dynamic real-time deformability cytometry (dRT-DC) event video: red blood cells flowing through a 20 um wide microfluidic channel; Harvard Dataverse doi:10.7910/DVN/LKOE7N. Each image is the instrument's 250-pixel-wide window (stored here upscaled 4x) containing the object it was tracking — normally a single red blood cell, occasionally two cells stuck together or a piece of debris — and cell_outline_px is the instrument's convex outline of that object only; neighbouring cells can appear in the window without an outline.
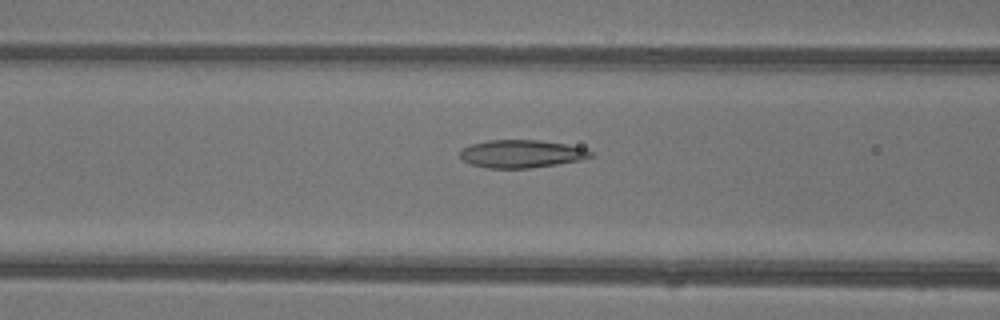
{"species": "common noctule bat (a hibernating species)", "species_latin": "Nyctalus noctula", "temperature_condition": "warm", "stored_images_in_passage": 47, "camera_frame_rate_fps": 3000, "um_per_image_px": 0.085, "animal": {"sex": "female"}, "frame": {"image": 1, "passage_image": 20, "time_ms": 6.333, "image_size_px": [1000, 320], "cell_outline_px": [[596, 156], [580, 160], [556, 164], [528, 168], [488, 168], [472, 164], [464, 160], [460, 156], [460, 152], [464, 148], [472, 144], [488, 140], [540, 140], [568, 144], [584, 148], [592, 152]], "centroid_in_image_um": [44.38, 13.07], "position_along_channel_um": 122.2, "area_um2": 21.1}}
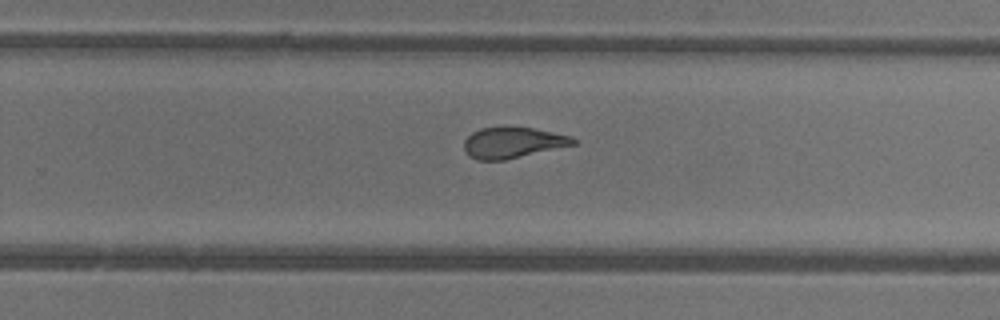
{"frame": {"image": 2, "passage_image": 31, "time_ms": 10.0, "image_size_px": [1000, 320], "cell_outline_px": [[576, 144], [504, 160], [476, 160], [468, 156], [464, 148], [464, 140], [472, 132], [480, 128], [532, 128], [572, 136], [576, 140]], "centroid_in_image_um": [43.56, 12.14], "position_along_channel_um": 286.2, "area_um2": 19.36}}
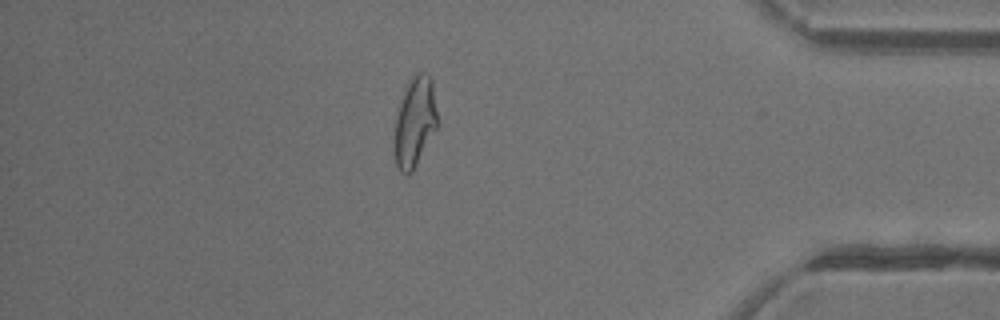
{"frame": {"image": 3, "passage_image": 41, "time_ms": 13.333, "image_size_px": [1000, 320], "cell_outline_px": [[440, 124], [412, 172], [400, 172], [396, 164], [392, 152], [392, 148], [396, 116], [404, 92], [412, 76], [416, 72], [428, 72], [432, 80]], "centroid_in_image_um": [35.28, 10.38], "position_along_channel_um": 399.9, "area_um2": 23.12}, "authors_computed_cell_mechanics": {"area_um2": 22.7154, "velocity_mm_per_s": 4.4819, "shape_relaxation_time_tau1_ms": null, "shape_relaxation_time_tau2_ms": 1.3847, "deformation_change_tau1": null, "deformation_change_tau2": 0.0804}}